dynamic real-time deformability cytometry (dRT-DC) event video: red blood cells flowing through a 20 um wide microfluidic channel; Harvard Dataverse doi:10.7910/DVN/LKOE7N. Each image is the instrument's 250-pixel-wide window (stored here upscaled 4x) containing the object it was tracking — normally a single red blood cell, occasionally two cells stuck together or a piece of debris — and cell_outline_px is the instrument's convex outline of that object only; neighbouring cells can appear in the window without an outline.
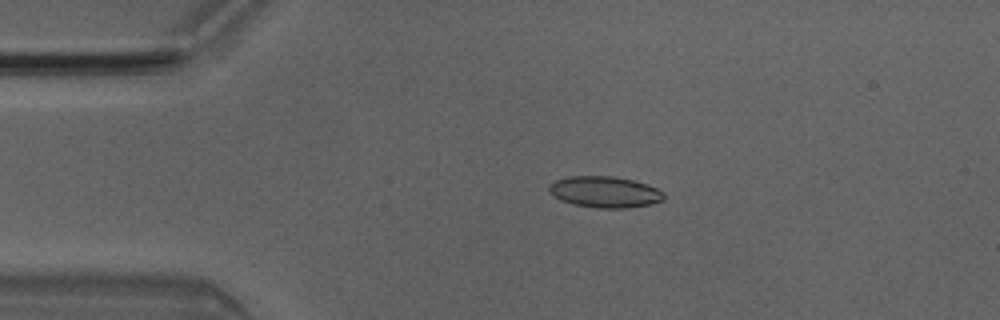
{"species": "Egyptian fruit bat (a non-hibernating species)", "species_latin": "Rousettus aegyptiacus", "temperature_condition": "room temperature", "stored_images_in_passage": 4, "camera_frame_rate_fps": 3000, "um_per_image_px": 0.085, "animal": {"sex": "male"}, "frame": {"image": 1, "passage_image": 3, "time_ms": 0.667, "image_size_px": [1000, 320], "cell_outline_px": [[664, 200], [648, 204], [628, 208], [596, 208], [572, 204], [560, 200], [552, 196], [548, 192], [548, 184], [556, 180], [568, 176], [612, 176], [632, 180], [648, 184], [664, 192]], "centroid_in_image_um": [51.36, 16.32], "position_along_channel_um": 33.6, "area_um2": 21.1}}